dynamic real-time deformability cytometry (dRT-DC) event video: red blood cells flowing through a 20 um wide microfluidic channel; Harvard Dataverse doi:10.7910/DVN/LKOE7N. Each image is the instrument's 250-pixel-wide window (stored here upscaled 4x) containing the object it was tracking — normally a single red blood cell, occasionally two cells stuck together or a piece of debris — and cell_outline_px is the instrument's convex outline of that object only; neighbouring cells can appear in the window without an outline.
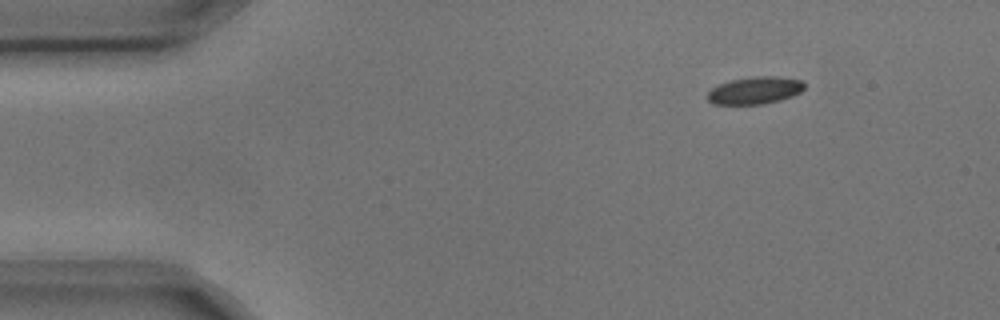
{"species": "common noctule bat (a hibernating species)", "species_latin": "Nyctalus noctula", "temperature_condition": "cold", "stored_images_in_passage": 3, "camera_frame_rate_fps": 3000, "um_per_image_px": 0.085, "animal": {"sex": "male", "body_mass_g": 17.9, "forearm_length_mm": 54.2}, "frame": {"image": 1, "passage_image": 3, "time_ms": 0.667, "image_size_px": [1000, 320], "cell_outline_px": [[804, 88], [800, 92], [792, 96], [780, 100], [764, 104], [712, 104], [708, 100], [708, 92], [712, 88], [720, 84], [732, 80], [752, 76], [776, 76], [804, 80]], "centroid_in_image_um": [64.19, 7.68], "position_along_channel_um": 20.8, "area_um2": 15.43}}